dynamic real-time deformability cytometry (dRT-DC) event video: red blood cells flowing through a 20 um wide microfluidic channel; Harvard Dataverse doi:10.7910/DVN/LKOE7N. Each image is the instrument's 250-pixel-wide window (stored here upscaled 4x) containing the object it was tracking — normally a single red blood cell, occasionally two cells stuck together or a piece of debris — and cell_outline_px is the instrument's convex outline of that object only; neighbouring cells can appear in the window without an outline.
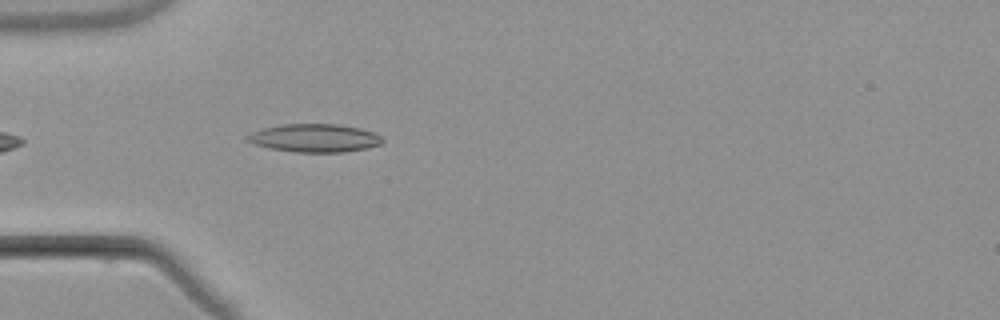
{"species": "common noctule bat (a hibernating species)", "species_latin": "Nyctalus noctula", "temperature_condition": "warm", "stored_images_in_passage": 5, "camera_frame_rate_fps": 3000, "um_per_image_px": 0.085, "animal": {"sex": "male", "body_mass_g": 21.5, "forearm_length_mm": 52.0}, "frame": {"image": 1, "passage_image": 5, "time_ms": 4.667, "image_size_px": [1000, 320], "cell_outline_px": [[384, 140], [380, 144], [364, 148], [344, 152], [296, 152], [268, 148], [256, 144], [248, 140], [244, 136], [252, 132], [264, 128], [280, 124], [336, 124], [360, 128], [372, 132], [380, 136]], "centroid_in_image_um": [26.72, 11.73], "position_along_channel_um": 58.3, "area_um2": 21.96}}